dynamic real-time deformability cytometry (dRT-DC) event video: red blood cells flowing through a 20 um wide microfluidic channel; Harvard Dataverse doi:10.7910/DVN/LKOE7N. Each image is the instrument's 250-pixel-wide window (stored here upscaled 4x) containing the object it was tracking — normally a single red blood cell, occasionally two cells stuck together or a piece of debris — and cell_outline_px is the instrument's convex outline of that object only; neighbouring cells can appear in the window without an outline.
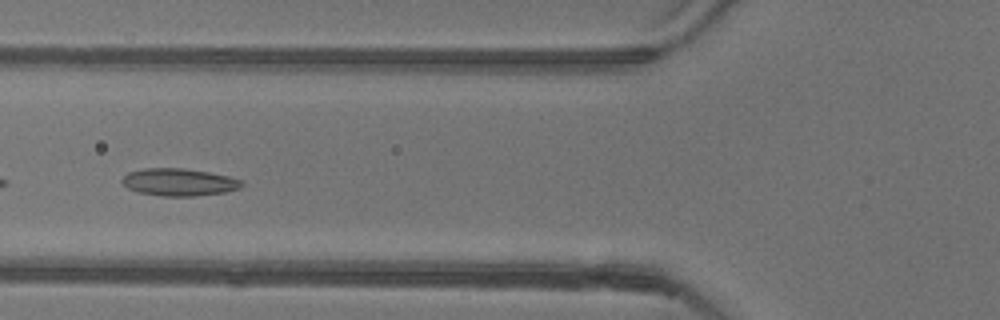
{"species": "common noctule bat (a hibernating species)", "species_latin": "Nyctalus noctula", "temperature_condition": "warm", "stored_images_in_passage": 42, "camera_frame_rate_fps": 3000, "um_per_image_px": 0.085, "animal": {"sex": "female"}, "frame": {"image": 1, "passage_image": 19, "time_ms": 6.0, "image_size_px": [1000, 320], "cell_outline_px": [[244, 184], [240, 188], [224, 192], [196, 196], [164, 196], [140, 192], [128, 188], [120, 180], [128, 172], [144, 168], [184, 168], [208, 172], [228, 176], [244, 180]], "centroid_in_image_um": [15.24, 15.47], "position_along_channel_um": 110.6, "area_um2": 19.07}, "authors_computed_cell_mechanics": {"area_um2": 18.6405, "velocity_mm_per_s": 3.8864, "shape_relaxation_time_tau1_ms": 10.8065, "shape_relaxation_time_tau2_ms": 2.0637, "deformation_change_tau1": 0.202, "deformation_change_tau2": 0.0926}}